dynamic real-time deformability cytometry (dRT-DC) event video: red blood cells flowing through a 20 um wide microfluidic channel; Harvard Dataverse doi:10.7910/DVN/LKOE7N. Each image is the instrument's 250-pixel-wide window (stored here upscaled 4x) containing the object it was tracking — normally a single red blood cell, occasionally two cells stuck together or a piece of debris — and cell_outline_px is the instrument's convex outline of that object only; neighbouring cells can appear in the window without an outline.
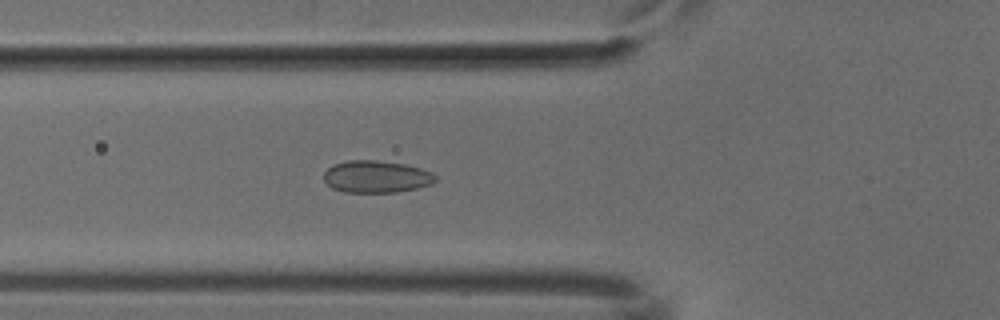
{"species": "common noctule bat (a hibernating species)", "species_latin": "Nyctalus noctula", "temperature_condition": "cold", "stored_images_in_passage": 45, "camera_frame_rate_fps": 3000, "um_per_image_px": 0.085, "animal": {"sex": "male", "body_mass_g": 18.8}, "frame": {"image": 1, "passage_image": 12, "time_ms": 3.667, "image_size_px": [1000, 320], "cell_outline_px": [[436, 180], [432, 184], [416, 188], [396, 192], [344, 192], [332, 188], [324, 180], [324, 172], [328, 168], [336, 164], [348, 160], [376, 160], [404, 164], [420, 168], [432, 172], [436, 176]], "centroid_in_image_um": [31.99, 15.02], "position_along_channel_um": 93.8, "area_um2": 20.81}}
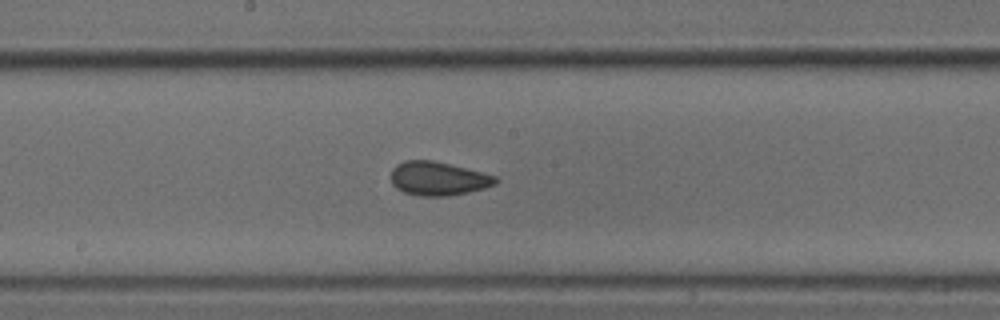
{"frame": {"image": 2, "passage_image": 21, "time_ms": 6.667, "image_size_px": [1000, 320], "cell_outline_px": [[500, 180], [496, 184], [484, 188], [468, 192], [448, 196], [420, 196], [404, 192], [396, 188], [392, 184], [392, 168], [396, 164], [404, 160], [432, 160], [496, 176]], "centroid_in_image_um": [37.23, 15.18], "position_along_channel_um": 211.0, "area_um2": 20.46}}
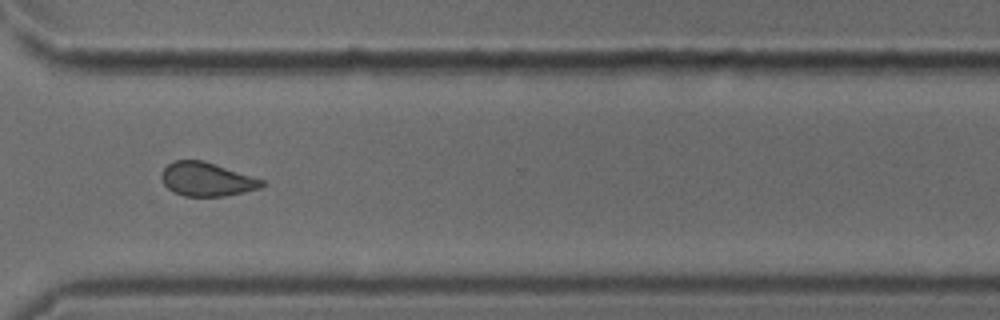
{"frame": {"image": 3, "passage_image": 32, "time_ms": 10.333, "image_size_px": [1000, 320], "cell_outline_px": [[264, 184], [260, 188], [244, 192], [224, 196], [184, 196], [172, 192], [164, 184], [160, 176], [164, 168], [168, 164], [176, 160], [200, 160], [264, 180]], "centroid_in_image_um": [17.53, 15.25], "position_along_channel_um": 353.1, "area_um2": 19.42}}